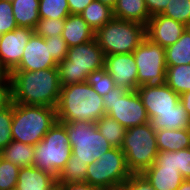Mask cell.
Listing matches in <instances>:
<instances>
[{
	"label": "cell",
	"mask_w": 190,
	"mask_h": 190,
	"mask_svg": "<svg viewBox=\"0 0 190 190\" xmlns=\"http://www.w3.org/2000/svg\"><path fill=\"white\" fill-rule=\"evenodd\" d=\"M13 102L56 108L61 82L57 67L37 71L13 70L10 74Z\"/></svg>",
	"instance_id": "cell-1"
},
{
	"label": "cell",
	"mask_w": 190,
	"mask_h": 190,
	"mask_svg": "<svg viewBox=\"0 0 190 190\" xmlns=\"http://www.w3.org/2000/svg\"><path fill=\"white\" fill-rule=\"evenodd\" d=\"M106 115L103 97L87 82L61 86L56 107L58 122H97Z\"/></svg>",
	"instance_id": "cell-2"
},
{
	"label": "cell",
	"mask_w": 190,
	"mask_h": 190,
	"mask_svg": "<svg viewBox=\"0 0 190 190\" xmlns=\"http://www.w3.org/2000/svg\"><path fill=\"white\" fill-rule=\"evenodd\" d=\"M56 121V108L13 102L11 132L14 141L35 146Z\"/></svg>",
	"instance_id": "cell-3"
},
{
	"label": "cell",
	"mask_w": 190,
	"mask_h": 190,
	"mask_svg": "<svg viewBox=\"0 0 190 190\" xmlns=\"http://www.w3.org/2000/svg\"><path fill=\"white\" fill-rule=\"evenodd\" d=\"M105 66V54L96 39L68 48L67 57L58 63L61 86L87 82L88 75Z\"/></svg>",
	"instance_id": "cell-4"
},
{
	"label": "cell",
	"mask_w": 190,
	"mask_h": 190,
	"mask_svg": "<svg viewBox=\"0 0 190 190\" xmlns=\"http://www.w3.org/2000/svg\"><path fill=\"white\" fill-rule=\"evenodd\" d=\"M121 150L131 174H142L158 154L156 130L150 122L126 129Z\"/></svg>",
	"instance_id": "cell-5"
},
{
	"label": "cell",
	"mask_w": 190,
	"mask_h": 190,
	"mask_svg": "<svg viewBox=\"0 0 190 190\" xmlns=\"http://www.w3.org/2000/svg\"><path fill=\"white\" fill-rule=\"evenodd\" d=\"M33 166L49 172L56 178L66 166L72 154V147L65 126L56 121L43 139L34 146Z\"/></svg>",
	"instance_id": "cell-6"
},
{
	"label": "cell",
	"mask_w": 190,
	"mask_h": 190,
	"mask_svg": "<svg viewBox=\"0 0 190 190\" xmlns=\"http://www.w3.org/2000/svg\"><path fill=\"white\" fill-rule=\"evenodd\" d=\"M146 37V26L114 17L95 32L105 56L132 53Z\"/></svg>",
	"instance_id": "cell-7"
},
{
	"label": "cell",
	"mask_w": 190,
	"mask_h": 190,
	"mask_svg": "<svg viewBox=\"0 0 190 190\" xmlns=\"http://www.w3.org/2000/svg\"><path fill=\"white\" fill-rule=\"evenodd\" d=\"M61 123L67 130L73 160H80L88 165L113 148L98 131L96 122L75 121Z\"/></svg>",
	"instance_id": "cell-8"
},
{
	"label": "cell",
	"mask_w": 190,
	"mask_h": 190,
	"mask_svg": "<svg viewBox=\"0 0 190 190\" xmlns=\"http://www.w3.org/2000/svg\"><path fill=\"white\" fill-rule=\"evenodd\" d=\"M130 175L124 152L121 148L113 147L88 164L85 182L104 190H117L121 189Z\"/></svg>",
	"instance_id": "cell-9"
},
{
	"label": "cell",
	"mask_w": 190,
	"mask_h": 190,
	"mask_svg": "<svg viewBox=\"0 0 190 190\" xmlns=\"http://www.w3.org/2000/svg\"><path fill=\"white\" fill-rule=\"evenodd\" d=\"M103 101L106 115L126 129L150 122L136 90L115 87L103 97Z\"/></svg>",
	"instance_id": "cell-10"
},
{
	"label": "cell",
	"mask_w": 190,
	"mask_h": 190,
	"mask_svg": "<svg viewBox=\"0 0 190 190\" xmlns=\"http://www.w3.org/2000/svg\"><path fill=\"white\" fill-rule=\"evenodd\" d=\"M134 60L138 68V85L165 83L166 58L165 48L152 42L147 37L133 51Z\"/></svg>",
	"instance_id": "cell-11"
},
{
	"label": "cell",
	"mask_w": 190,
	"mask_h": 190,
	"mask_svg": "<svg viewBox=\"0 0 190 190\" xmlns=\"http://www.w3.org/2000/svg\"><path fill=\"white\" fill-rule=\"evenodd\" d=\"M33 29L17 27L0 35V71L10 74L20 63Z\"/></svg>",
	"instance_id": "cell-12"
},
{
	"label": "cell",
	"mask_w": 190,
	"mask_h": 190,
	"mask_svg": "<svg viewBox=\"0 0 190 190\" xmlns=\"http://www.w3.org/2000/svg\"><path fill=\"white\" fill-rule=\"evenodd\" d=\"M146 109L149 120L157 113H167L180 101V95L166 83L144 84L136 89Z\"/></svg>",
	"instance_id": "cell-13"
},
{
	"label": "cell",
	"mask_w": 190,
	"mask_h": 190,
	"mask_svg": "<svg viewBox=\"0 0 190 190\" xmlns=\"http://www.w3.org/2000/svg\"><path fill=\"white\" fill-rule=\"evenodd\" d=\"M104 67L113 78L116 87H123L128 90H136L139 87L137 82L138 68L133 52L105 56Z\"/></svg>",
	"instance_id": "cell-14"
},
{
	"label": "cell",
	"mask_w": 190,
	"mask_h": 190,
	"mask_svg": "<svg viewBox=\"0 0 190 190\" xmlns=\"http://www.w3.org/2000/svg\"><path fill=\"white\" fill-rule=\"evenodd\" d=\"M45 38L33 33L26 44L21 61L14 70L37 71L57 67Z\"/></svg>",
	"instance_id": "cell-15"
},
{
	"label": "cell",
	"mask_w": 190,
	"mask_h": 190,
	"mask_svg": "<svg viewBox=\"0 0 190 190\" xmlns=\"http://www.w3.org/2000/svg\"><path fill=\"white\" fill-rule=\"evenodd\" d=\"M187 26L162 14L151 16L146 25V36L152 42L166 48L174 44L185 32Z\"/></svg>",
	"instance_id": "cell-16"
},
{
	"label": "cell",
	"mask_w": 190,
	"mask_h": 190,
	"mask_svg": "<svg viewBox=\"0 0 190 190\" xmlns=\"http://www.w3.org/2000/svg\"><path fill=\"white\" fill-rule=\"evenodd\" d=\"M57 182V178L46 171L34 166L21 167L15 190H50Z\"/></svg>",
	"instance_id": "cell-17"
},
{
	"label": "cell",
	"mask_w": 190,
	"mask_h": 190,
	"mask_svg": "<svg viewBox=\"0 0 190 190\" xmlns=\"http://www.w3.org/2000/svg\"><path fill=\"white\" fill-rule=\"evenodd\" d=\"M63 39L69 48L95 39V31L79 14H70L64 19Z\"/></svg>",
	"instance_id": "cell-18"
},
{
	"label": "cell",
	"mask_w": 190,
	"mask_h": 190,
	"mask_svg": "<svg viewBox=\"0 0 190 190\" xmlns=\"http://www.w3.org/2000/svg\"><path fill=\"white\" fill-rule=\"evenodd\" d=\"M155 190H177L185 180L176 168L148 167L143 173Z\"/></svg>",
	"instance_id": "cell-19"
},
{
	"label": "cell",
	"mask_w": 190,
	"mask_h": 190,
	"mask_svg": "<svg viewBox=\"0 0 190 190\" xmlns=\"http://www.w3.org/2000/svg\"><path fill=\"white\" fill-rule=\"evenodd\" d=\"M114 18L136 22L146 26L151 16L145 0H117L113 8Z\"/></svg>",
	"instance_id": "cell-20"
},
{
	"label": "cell",
	"mask_w": 190,
	"mask_h": 190,
	"mask_svg": "<svg viewBox=\"0 0 190 190\" xmlns=\"http://www.w3.org/2000/svg\"><path fill=\"white\" fill-rule=\"evenodd\" d=\"M150 123L155 130L190 129V116L179 101L172 111L157 113Z\"/></svg>",
	"instance_id": "cell-21"
},
{
	"label": "cell",
	"mask_w": 190,
	"mask_h": 190,
	"mask_svg": "<svg viewBox=\"0 0 190 190\" xmlns=\"http://www.w3.org/2000/svg\"><path fill=\"white\" fill-rule=\"evenodd\" d=\"M156 141L159 151H178L190 148V129L156 130Z\"/></svg>",
	"instance_id": "cell-22"
},
{
	"label": "cell",
	"mask_w": 190,
	"mask_h": 190,
	"mask_svg": "<svg viewBox=\"0 0 190 190\" xmlns=\"http://www.w3.org/2000/svg\"><path fill=\"white\" fill-rule=\"evenodd\" d=\"M13 15L18 27L34 29L39 16V0H11Z\"/></svg>",
	"instance_id": "cell-23"
},
{
	"label": "cell",
	"mask_w": 190,
	"mask_h": 190,
	"mask_svg": "<svg viewBox=\"0 0 190 190\" xmlns=\"http://www.w3.org/2000/svg\"><path fill=\"white\" fill-rule=\"evenodd\" d=\"M34 156V146L20 141L12 140L8 146L1 150V158L20 168L33 166Z\"/></svg>",
	"instance_id": "cell-24"
},
{
	"label": "cell",
	"mask_w": 190,
	"mask_h": 190,
	"mask_svg": "<svg viewBox=\"0 0 190 190\" xmlns=\"http://www.w3.org/2000/svg\"><path fill=\"white\" fill-rule=\"evenodd\" d=\"M167 66L190 64V30L187 28L181 37L165 48Z\"/></svg>",
	"instance_id": "cell-25"
},
{
	"label": "cell",
	"mask_w": 190,
	"mask_h": 190,
	"mask_svg": "<svg viewBox=\"0 0 190 190\" xmlns=\"http://www.w3.org/2000/svg\"><path fill=\"white\" fill-rule=\"evenodd\" d=\"M80 15L95 32L114 17L113 9L97 0L92 1Z\"/></svg>",
	"instance_id": "cell-26"
},
{
	"label": "cell",
	"mask_w": 190,
	"mask_h": 190,
	"mask_svg": "<svg viewBox=\"0 0 190 190\" xmlns=\"http://www.w3.org/2000/svg\"><path fill=\"white\" fill-rule=\"evenodd\" d=\"M165 83L179 95L190 91V64L167 66Z\"/></svg>",
	"instance_id": "cell-27"
},
{
	"label": "cell",
	"mask_w": 190,
	"mask_h": 190,
	"mask_svg": "<svg viewBox=\"0 0 190 190\" xmlns=\"http://www.w3.org/2000/svg\"><path fill=\"white\" fill-rule=\"evenodd\" d=\"M96 127L112 147L120 148L123 144L126 128L115 119L104 115L96 122Z\"/></svg>",
	"instance_id": "cell-28"
},
{
	"label": "cell",
	"mask_w": 190,
	"mask_h": 190,
	"mask_svg": "<svg viewBox=\"0 0 190 190\" xmlns=\"http://www.w3.org/2000/svg\"><path fill=\"white\" fill-rule=\"evenodd\" d=\"M87 164L73 160V153L66 166L57 177L56 183H77L86 181Z\"/></svg>",
	"instance_id": "cell-29"
},
{
	"label": "cell",
	"mask_w": 190,
	"mask_h": 190,
	"mask_svg": "<svg viewBox=\"0 0 190 190\" xmlns=\"http://www.w3.org/2000/svg\"><path fill=\"white\" fill-rule=\"evenodd\" d=\"M38 11L42 19H65L70 15L67 0H39Z\"/></svg>",
	"instance_id": "cell-30"
},
{
	"label": "cell",
	"mask_w": 190,
	"mask_h": 190,
	"mask_svg": "<svg viewBox=\"0 0 190 190\" xmlns=\"http://www.w3.org/2000/svg\"><path fill=\"white\" fill-rule=\"evenodd\" d=\"M87 83L102 97L116 87L113 78L105 67L91 72L88 75Z\"/></svg>",
	"instance_id": "cell-31"
},
{
	"label": "cell",
	"mask_w": 190,
	"mask_h": 190,
	"mask_svg": "<svg viewBox=\"0 0 190 190\" xmlns=\"http://www.w3.org/2000/svg\"><path fill=\"white\" fill-rule=\"evenodd\" d=\"M161 14L188 27L190 24V0H170Z\"/></svg>",
	"instance_id": "cell-32"
},
{
	"label": "cell",
	"mask_w": 190,
	"mask_h": 190,
	"mask_svg": "<svg viewBox=\"0 0 190 190\" xmlns=\"http://www.w3.org/2000/svg\"><path fill=\"white\" fill-rule=\"evenodd\" d=\"M20 167L0 159V190H15Z\"/></svg>",
	"instance_id": "cell-33"
},
{
	"label": "cell",
	"mask_w": 190,
	"mask_h": 190,
	"mask_svg": "<svg viewBox=\"0 0 190 190\" xmlns=\"http://www.w3.org/2000/svg\"><path fill=\"white\" fill-rule=\"evenodd\" d=\"M64 29V19H42L37 22L34 33L44 37H52L53 35H62Z\"/></svg>",
	"instance_id": "cell-34"
},
{
	"label": "cell",
	"mask_w": 190,
	"mask_h": 190,
	"mask_svg": "<svg viewBox=\"0 0 190 190\" xmlns=\"http://www.w3.org/2000/svg\"><path fill=\"white\" fill-rule=\"evenodd\" d=\"M13 117V104L0 111V151L8 146L13 140L11 125Z\"/></svg>",
	"instance_id": "cell-35"
},
{
	"label": "cell",
	"mask_w": 190,
	"mask_h": 190,
	"mask_svg": "<svg viewBox=\"0 0 190 190\" xmlns=\"http://www.w3.org/2000/svg\"><path fill=\"white\" fill-rule=\"evenodd\" d=\"M11 0H0V35L17 28Z\"/></svg>",
	"instance_id": "cell-36"
},
{
	"label": "cell",
	"mask_w": 190,
	"mask_h": 190,
	"mask_svg": "<svg viewBox=\"0 0 190 190\" xmlns=\"http://www.w3.org/2000/svg\"><path fill=\"white\" fill-rule=\"evenodd\" d=\"M46 44H49V50L53 59L60 63L67 57L68 46L62 35H53L45 38Z\"/></svg>",
	"instance_id": "cell-37"
},
{
	"label": "cell",
	"mask_w": 190,
	"mask_h": 190,
	"mask_svg": "<svg viewBox=\"0 0 190 190\" xmlns=\"http://www.w3.org/2000/svg\"><path fill=\"white\" fill-rule=\"evenodd\" d=\"M13 104L12 83L9 74L0 76V111Z\"/></svg>",
	"instance_id": "cell-38"
},
{
	"label": "cell",
	"mask_w": 190,
	"mask_h": 190,
	"mask_svg": "<svg viewBox=\"0 0 190 190\" xmlns=\"http://www.w3.org/2000/svg\"><path fill=\"white\" fill-rule=\"evenodd\" d=\"M122 190H155L143 174H131Z\"/></svg>",
	"instance_id": "cell-39"
},
{
	"label": "cell",
	"mask_w": 190,
	"mask_h": 190,
	"mask_svg": "<svg viewBox=\"0 0 190 190\" xmlns=\"http://www.w3.org/2000/svg\"><path fill=\"white\" fill-rule=\"evenodd\" d=\"M150 167H170L177 170V151H158L155 162Z\"/></svg>",
	"instance_id": "cell-40"
},
{
	"label": "cell",
	"mask_w": 190,
	"mask_h": 190,
	"mask_svg": "<svg viewBox=\"0 0 190 190\" xmlns=\"http://www.w3.org/2000/svg\"><path fill=\"white\" fill-rule=\"evenodd\" d=\"M177 170L184 179L190 180V148L177 151Z\"/></svg>",
	"instance_id": "cell-41"
},
{
	"label": "cell",
	"mask_w": 190,
	"mask_h": 190,
	"mask_svg": "<svg viewBox=\"0 0 190 190\" xmlns=\"http://www.w3.org/2000/svg\"><path fill=\"white\" fill-rule=\"evenodd\" d=\"M170 0H145L150 16L161 14Z\"/></svg>",
	"instance_id": "cell-42"
},
{
	"label": "cell",
	"mask_w": 190,
	"mask_h": 190,
	"mask_svg": "<svg viewBox=\"0 0 190 190\" xmlns=\"http://www.w3.org/2000/svg\"><path fill=\"white\" fill-rule=\"evenodd\" d=\"M61 190H104L100 187L93 186L90 183L86 182H77V183H56Z\"/></svg>",
	"instance_id": "cell-43"
},
{
	"label": "cell",
	"mask_w": 190,
	"mask_h": 190,
	"mask_svg": "<svg viewBox=\"0 0 190 190\" xmlns=\"http://www.w3.org/2000/svg\"><path fill=\"white\" fill-rule=\"evenodd\" d=\"M94 0H67L70 14H81L83 10Z\"/></svg>",
	"instance_id": "cell-44"
},
{
	"label": "cell",
	"mask_w": 190,
	"mask_h": 190,
	"mask_svg": "<svg viewBox=\"0 0 190 190\" xmlns=\"http://www.w3.org/2000/svg\"><path fill=\"white\" fill-rule=\"evenodd\" d=\"M180 102L190 116V91L180 95Z\"/></svg>",
	"instance_id": "cell-45"
},
{
	"label": "cell",
	"mask_w": 190,
	"mask_h": 190,
	"mask_svg": "<svg viewBox=\"0 0 190 190\" xmlns=\"http://www.w3.org/2000/svg\"><path fill=\"white\" fill-rule=\"evenodd\" d=\"M177 190H190V180H184Z\"/></svg>",
	"instance_id": "cell-46"
},
{
	"label": "cell",
	"mask_w": 190,
	"mask_h": 190,
	"mask_svg": "<svg viewBox=\"0 0 190 190\" xmlns=\"http://www.w3.org/2000/svg\"><path fill=\"white\" fill-rule=\"evenodd\" d=\"M97 1H100L102 4H105L112 9L115 7L117 3V0H97Z\"/></svg>",
	"instance_id": "cell-47"
},
{
	"label": "cell",
	"mask_w": 190,
	"mask_h": 190,
	"mask_svg": "<svg viewBox=\"0 0 190 190\" xmlns=\"http://www.w3.org/2000/svg\"><path fill=\"white\" fill-rule=\"evenodd\" d=\"M50 190H61V188L55 184Z\"/></svg>",
	"instance_id": "cell-48"
}]
</instances>
